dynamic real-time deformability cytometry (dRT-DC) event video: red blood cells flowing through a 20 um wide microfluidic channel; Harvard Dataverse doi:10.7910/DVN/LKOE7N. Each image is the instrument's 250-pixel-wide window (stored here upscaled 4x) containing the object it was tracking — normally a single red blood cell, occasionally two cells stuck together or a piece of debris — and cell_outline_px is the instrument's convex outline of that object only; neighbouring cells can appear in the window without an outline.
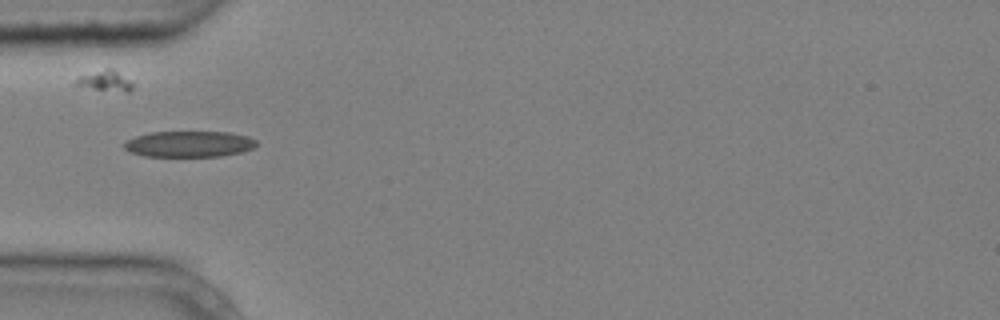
{"species": "common noctule bat (a hibernating species)", "species_latin": "Nyctalus noctula", "temperature_condition": "cold", "stored_images_in_passage": 3, "camera_frame_rate_fps": 3000, "um_per_image_px": 0.085, "animal": {"sex": "male", "body_mass_g": 20.4}, "frame": {"image": 1, "passage_image": 1, "time_ms": 0.0, "image_size_px": [1000, 320], "cell_outline_px": [[256, 144], [252, 148], [244, 152], [220, 156], [144, 156], [132, 152], [124, 148], [124, 144], [128, 140], [136, 136], [152, 132], [228, 132], [248, 136], [256, 140]], "centroid_in_image_um": [16.11, 12.24], "position_along_channel_um": 68.9, "area_um2": 19.88}}
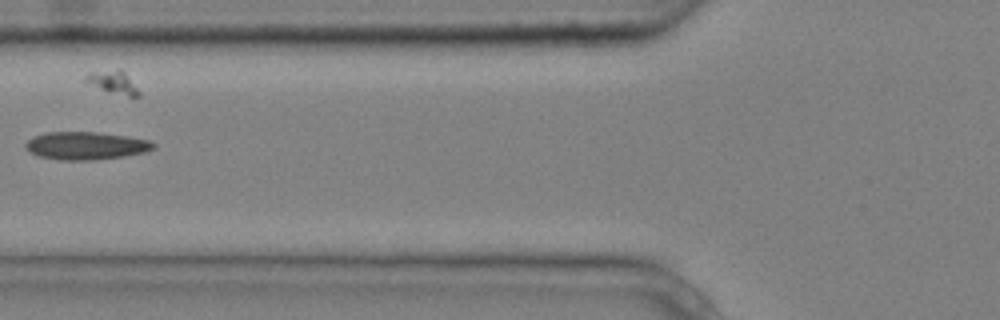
{"frame": {"image": 2, "passage_image": 2, "time_ms": 0.333, "image_size_px": [1000, 320], "cell_outline_px": [[156, 144], [152, 148], [144, 152], [124, 156], [92, 160], [60, 160], [40, 156], [28, 152], [24, 148], [24, 144], [32, 136], [44, 132], [96, 132], [128, 136], [148, 140]], "centroid_in_image_um": [7.23, 12.38], "position_along_channel_um": 118.6, "area_um2": 20.75}}